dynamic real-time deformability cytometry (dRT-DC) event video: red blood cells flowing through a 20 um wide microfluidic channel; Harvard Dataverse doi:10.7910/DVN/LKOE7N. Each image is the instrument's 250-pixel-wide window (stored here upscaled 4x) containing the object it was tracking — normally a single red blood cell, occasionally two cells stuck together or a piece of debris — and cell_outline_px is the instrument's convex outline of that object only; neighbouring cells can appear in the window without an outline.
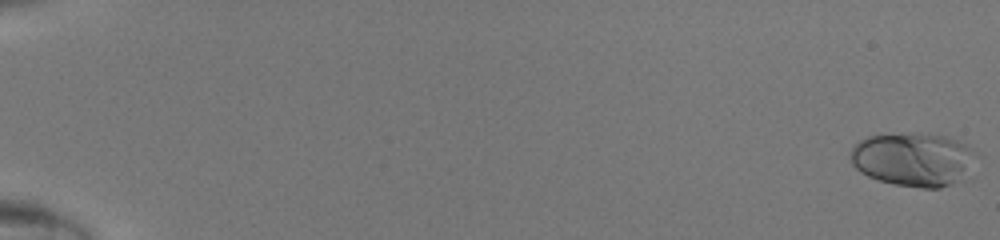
{"species": "human", "species_latin": "Homo sapiens", "temperature_condition": "room temperature", "stored_images_in_passage": 49, "camera_frame_rate_fps": 3000, "um_per_image_px": 0.085, "donor": {"sex": "male"}, "frame": {"image": 1, "passage_image": 1, "time_ms": 0.0, "image_size_px": [1000, 240], "cell_outline_px": [[976, 152], [956, 180], [952, 184], [940, 188], [920, 188], [896, 184], [880, 180], [868, 176], [860, 172], [852, 164], [852, 148], [860, 140], [868, 136], [920, 132], [944, 136], [956, 140], [964, 144]], "centroid_in_image_um": [77.53, 13.52], "position_along_channel_um": 7.5, "area_um2": 38.15}}
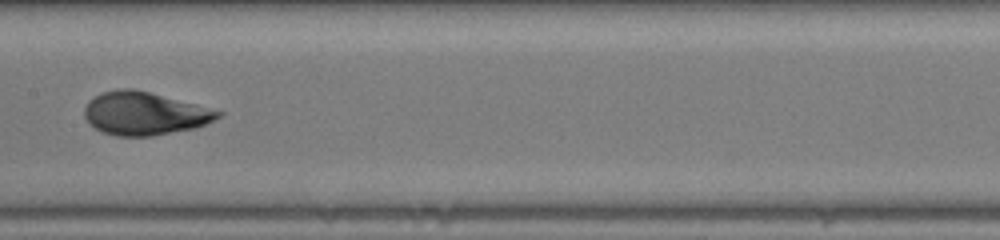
{"frame": {"image": 2, "passage_image": 28, "time_ms": 9.0, "image_size_px": [1000, 240], "cell_outline_px": [[224, 112], [220, 116], [196, 128], [152, 136], [116, 136], [104, 132], [88, 124], [84, 116], [84, 108], [88, 100], [100, 92], [120, 88], [132, 88], [196, 104]], "centroid_in_image_um": [12.23, 9.64], "position_along_channel_um": 195.2, "area_um2": 33.47}}
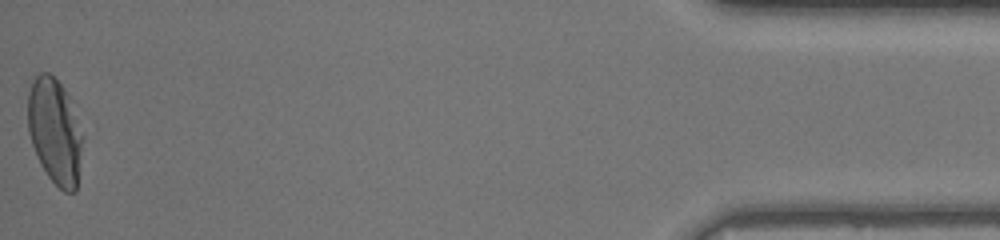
{"frame": {"image": 3, "passage_image": 49, "time_ms": 16.0, "image_size_px": [1000, 240], "cell_outline_px": [[84, 136], [76, 192], [64, 192], [48, 176], [40, 164], [32, 144], [28, 132], [28, 92], [32, 80], [40, 72], [48, 72], [64, 88], [68, 96]], "centroid_in_image_um": [4.66, 11.17], "position_along_channel_um": 430.5, "area_um2": 33.76}}